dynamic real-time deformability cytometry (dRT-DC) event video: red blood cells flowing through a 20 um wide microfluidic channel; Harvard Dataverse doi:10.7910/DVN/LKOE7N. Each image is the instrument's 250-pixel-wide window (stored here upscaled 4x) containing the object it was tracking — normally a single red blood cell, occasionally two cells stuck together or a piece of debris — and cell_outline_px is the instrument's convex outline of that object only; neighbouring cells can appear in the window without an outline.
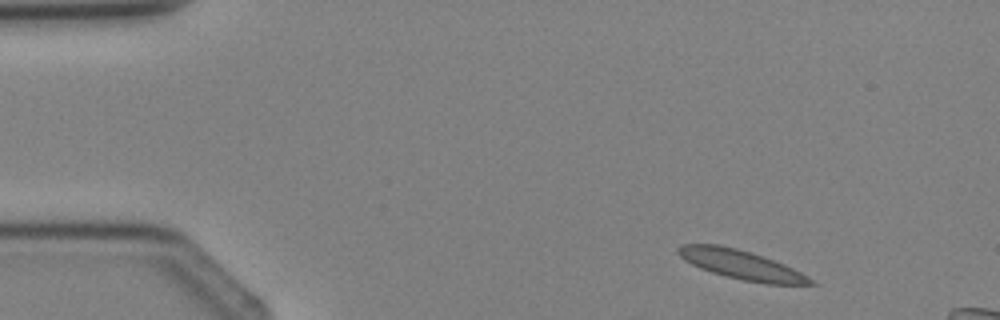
{"species": "Egyptian fruit bat (a non-hibernating species)", "species_latin": "Rousettus aegyptiacus", "temperature_condition": "cold", "stored_images_in_passage": 4, "camera_frame_rate_fps": 3000, "um_per_image_px": 0.085, "animal": {"sex": "female"}, "frame": {"image": 1, "passage_image": 1, "time_ms": 0.0, "image_size_px": [1000, 320], "cell_outline_px": [[820, 284], [764, 284], [744, 280], [712, 272], [700, 268], [684, 260], [676, 252], [676, 248], [680, 244], [720, 244], [752, 252], [764, 256], [784, 264], [808, 276]], "centroid_in_image_um": [63.0, 22.48], "position_along_channel_um": 22.0, "area_um2": 22.54}}